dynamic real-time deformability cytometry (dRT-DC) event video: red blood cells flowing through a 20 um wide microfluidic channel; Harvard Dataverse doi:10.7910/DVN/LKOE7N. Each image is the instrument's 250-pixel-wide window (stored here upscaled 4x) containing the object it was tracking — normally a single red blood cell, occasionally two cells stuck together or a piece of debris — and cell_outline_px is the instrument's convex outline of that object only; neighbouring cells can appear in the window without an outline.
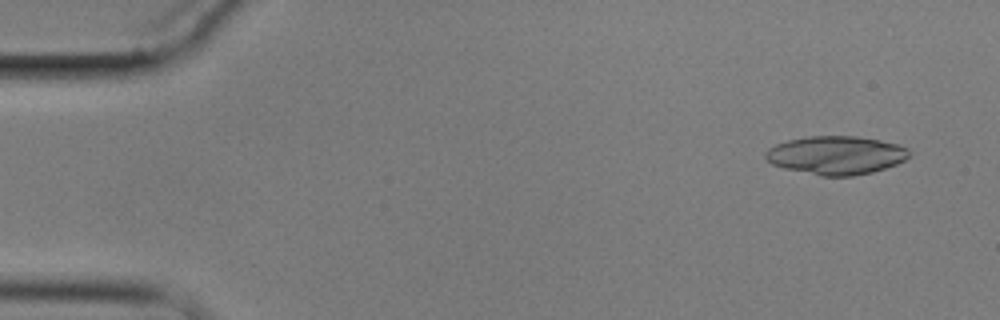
{"species": "common noctule bat (a hibernating species)", "species_latin": "Nyctalus noctula", "temperature_condition": "cold", "stored_images_in_passage": 4, "camera_frame_rate_fps": 3000, "um_per_image_px": 0.085, "animal": {"sex": "male", "body_mass_g": 17.9}, "frame": {"image": 1, "passage_image": 1, "time_ms": 0.0, "image_size_px": [1000, 320], "cell_outline_px": [[912, 156], [896, 164], [872, 172], [852, 176], [820, 176], [784, 168], [772, 164], [764, 156], [764, 152], [768, 148], [776, 144], [788, 140], [808, 136], [856, 136], [880, 140], [896, 144], [908, 148], [912, 152]], "centroid_in_image_um": [71.07, 13.19], "position_along_channel_um": 13.9, "area_um2": 32.31}}